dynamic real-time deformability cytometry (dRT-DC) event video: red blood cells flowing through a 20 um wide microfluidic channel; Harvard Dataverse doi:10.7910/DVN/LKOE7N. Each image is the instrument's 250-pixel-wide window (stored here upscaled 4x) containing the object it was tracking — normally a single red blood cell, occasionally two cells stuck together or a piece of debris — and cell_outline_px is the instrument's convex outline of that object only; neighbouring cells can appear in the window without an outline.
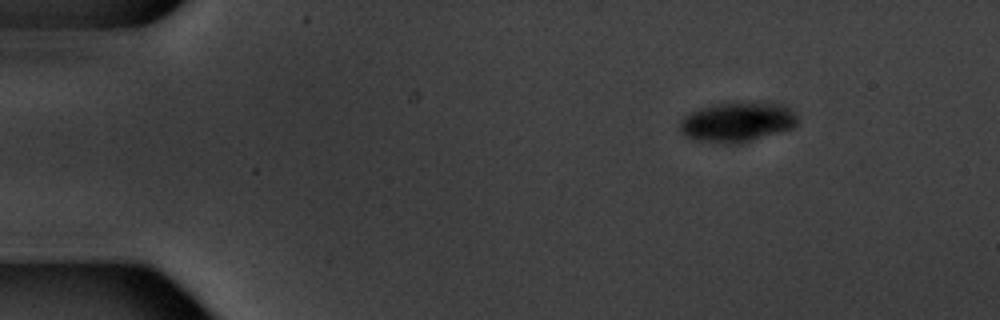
{"species": "common noctule bat (a hibernating species)", "species_latin": "Nyctalus noctula", "temperature_condition": "warm", "stored_images_in_passage": 3, "camera_frame_rate_fps": 3000, "um_per_image_px": 0.085, "animal": {"sex": "male", "body_mass_g": 20.1, "forearm_length_mm": 53.5}, "frame": {"image": 1, "passage_image": 1, "time_ms": 0.0, "image_size_px": [1000, 320], "cell_outline_px": [[796, 124], [792, 128], [740, 144], [724, 144], [700, 140], [684, 136], [680, 128], [680, 120], [684, 116], [700, 108], [720, 104], [764, 100], [784, 104], [792, 108], [796, 116]], "centroid_in_image_um": [62.72, 10.35], "position_along_channel_um": 22.3, "area_um2": 27.57}}